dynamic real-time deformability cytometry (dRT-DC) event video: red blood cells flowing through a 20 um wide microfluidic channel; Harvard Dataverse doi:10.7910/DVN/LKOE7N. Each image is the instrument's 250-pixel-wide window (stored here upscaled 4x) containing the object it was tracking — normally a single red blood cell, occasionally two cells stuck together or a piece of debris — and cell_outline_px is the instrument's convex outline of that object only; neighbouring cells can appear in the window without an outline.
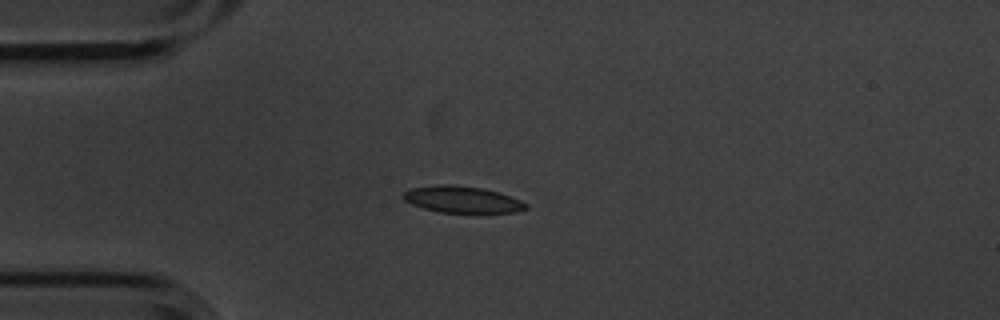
{"species": "common noctule bat (a hibernating species)", "species_latin": "Nyctalus noctula", "temperature_condition": "cold", "stored_images_in_passage": 5, "camera_frame_rate_fps": 3000, "um_per_image_px": 0.085, "animal": {"sex": "male", "body_mass_g": 20.1, "forearm_length_mm": 53.5}, "frame": {"image": 1, "passage_image": 3, "time_ms": 0.667, "image_size_px": [1000, 320], "cell_outline_px": [[528, 208], [516, 212], [440, 212], [424, 208], [412, 204], [404, 200], [404, 192], [412, 188], [436, 184], [452, 184], [484, 188], [500, 192], [520, 200], [528, 204]], "centroid_in_image_um": [39.31, 16.94], "position_along_channel_um": 45.7, "area_um2": 18.96}}
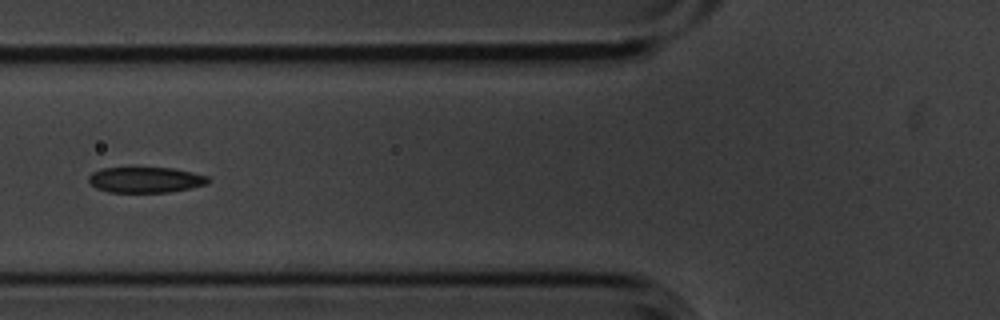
{"frame": {"image": 2, "passage_image": 5, "time_ms": 1.333, "image_size_px": [1000, 320], "cell_outline_px": [[212, 180], [208, 184], [192, 188], [168, 192], [108, 192], [96, 188], [88, 180], [88, 176], [92, 172], [100, 168], [176, 168], [208, 176]], "centroid_in_image_um": [12.41, 15.28], "position_along_channel_um": 113.4, "area_um2": 18.03}}